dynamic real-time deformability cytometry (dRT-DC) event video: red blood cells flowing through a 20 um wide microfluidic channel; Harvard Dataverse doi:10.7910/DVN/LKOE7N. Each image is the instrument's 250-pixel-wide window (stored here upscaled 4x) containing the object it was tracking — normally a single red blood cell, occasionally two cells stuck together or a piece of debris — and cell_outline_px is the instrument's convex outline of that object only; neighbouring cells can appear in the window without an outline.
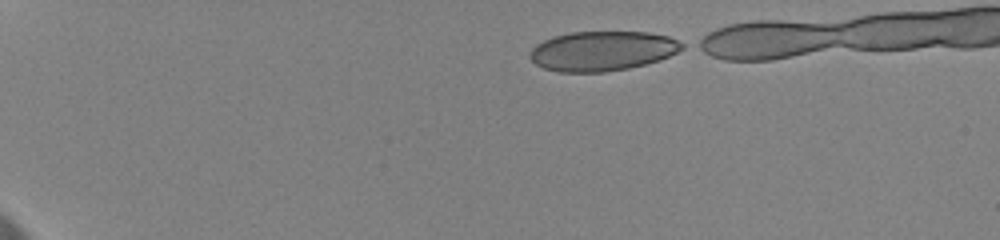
{"species": "human", "species_latin": "Homo sapiens", "temperature_condition": "cold", "stored_images_in_passage": 8, "camera_frame_rate_fps": 3000, "um_per_image_px": 0.085, "donor": {"sex": "female"}, "frame": {"image": 1, "passage_image": 1, "time_ms": 0.0, "image_size_px": [1000, 240], "cell_outline_px": [[684, 48], [660, 60], [628, 68], [604, 72], [556, 72], [544, 68], [536, 64], [528, 56], [532, 48], [536, 44], [552, 36], [572, 32], [648, 32], [668, 36], [684, 44]], "centroid_in_image_um": [51.17, 4.33], "position_along_channel_um": 33.8, "area_um2": 35.14}}
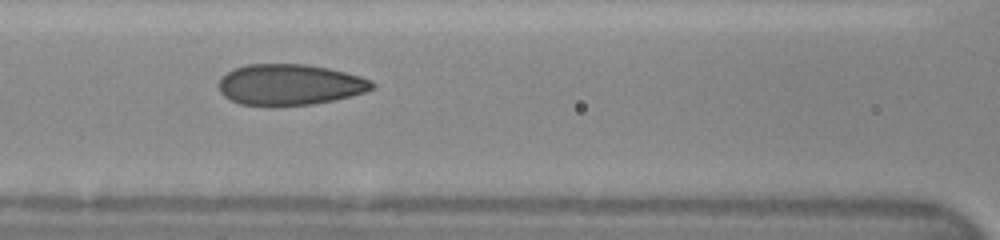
{"frame": {"image": 2, "passage_image": 7, "time_ms": 5.667, "image_size_px": [1000, 240], "cell_outline_px": [[376, 84], [372, 88], [364, 92], [332, 100], [312, 104], [240, 104], [224, 96], [220, 92], [220, 76], [232, 68], [248, 64], [304, 64], [328, 68], [360, 76], [372, 80]], "centroid_in_image_um": [24.61, 7.16], "position_along_channel_um": 142.0, "area_um2": 36.01}}
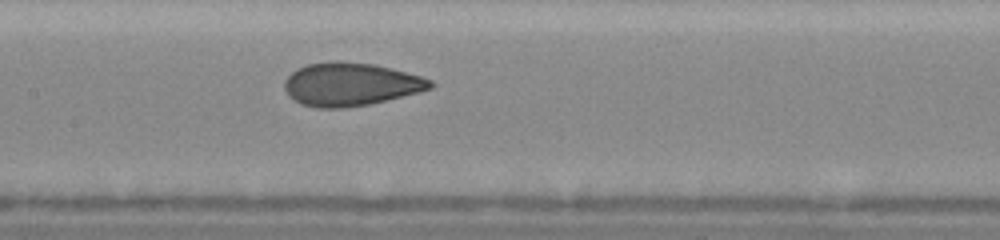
{"frame": {"image": 3, "passage_image": 8, "time_ms": 6.667, "image_size_px": [1000, 240], "cell_outline_px": [[436, 84], [432, 88], [420, 92], [368, 104], [344, 108], [316, 108], [300, 104], [292, 100], [288, 96], [284, 88], [284, 80], [296, 68], [308, 64], [332, 60], [336, 60], [376, 64], [420, 76], [432, 80]], "centroid_in_image_um": [29.77, 7.16], "position_along_channel_um": 177.6, "area_um2": 37.05}}